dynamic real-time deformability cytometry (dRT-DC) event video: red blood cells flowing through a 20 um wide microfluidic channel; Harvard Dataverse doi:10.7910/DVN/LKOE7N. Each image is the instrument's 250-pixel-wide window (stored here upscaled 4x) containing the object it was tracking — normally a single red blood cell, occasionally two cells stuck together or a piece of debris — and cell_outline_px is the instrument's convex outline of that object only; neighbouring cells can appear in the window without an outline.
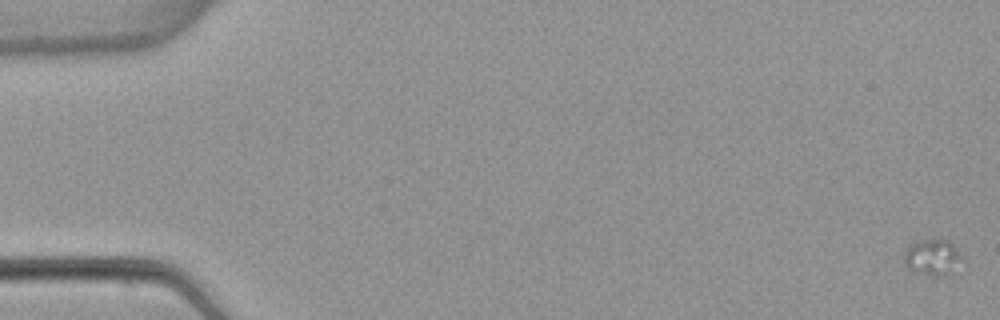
{"species": "common noctule bat (a hibernating species)", "species_latin": "Nyctalus noctula", "temperature_condition": "warm", "stored_images_in_passage": 6, "camera_frame_rate_fps": 3000, "um_per_image_px": 0.085, "animal": {"sex": "female", "body_mass_g": 22.7, "forearm_length_mm": 54.2}, "frame": {"image": 1, "passage_image": 1, "time_ms": 0.0, "image_size_px": [1000, 320], "cell_outline_px": [[964, 260], [948, 276], [932, 276], [908, 268], [904, 260], [904, 252], [916, 240], [932, 236], [948, 240], [952, 244]], "centroid_in_image_um": [79.29, 21.82], "position_along_channel_um": 5.7, "area_um2": 12.48}}